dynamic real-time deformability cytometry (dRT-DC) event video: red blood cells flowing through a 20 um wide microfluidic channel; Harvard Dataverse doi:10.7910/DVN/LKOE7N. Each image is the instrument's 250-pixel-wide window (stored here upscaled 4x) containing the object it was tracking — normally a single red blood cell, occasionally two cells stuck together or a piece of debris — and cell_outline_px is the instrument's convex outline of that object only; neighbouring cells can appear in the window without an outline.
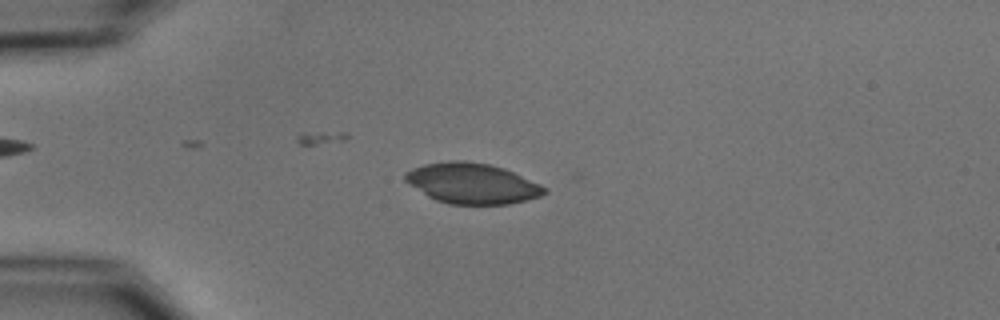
{"species": "common noctule bat (a hibernating species)", "species_latin": "Nyctalus noctula", "temperature_condition": "cold", "stored_images_in_passage": 40, "camera_frame_rate_fps": 3000, "um_per_image_px": 0.085, "animal": {"sex": "male", "body_mass_g": 15.6}, "frame": {"image": 1, "passage_image": 15, "time_ms": 4.667, "image_size_px": [1000, 320], "cell_outline_px": [[548, 192], [540, 196], [508, 204], [448, 204], [436, 200], [428, 196], [408, 184], [404, 180], [404, 172], [412, 168], [424, 164], [448, 160], [464, 160], [488, 164], [504, 168], [540, 184], [548, 188]], "centroid_in_image_um": [40.1, 15.58], "position_along_channel_um": 44.9, "area_um2": 32.95}}
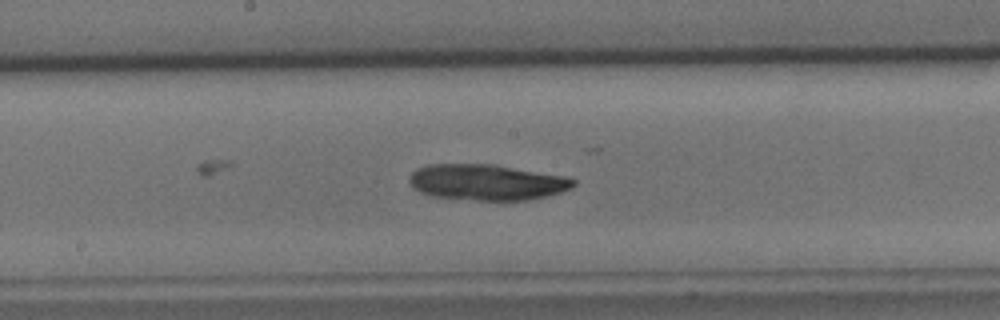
{"frame": {"image": 2, "passage_image": 30, "time_ms": 9.667, "image_size_px": [1000, 320], "cell_outline_px": [[576, 184], [572, 188], [548, 196], [528, 200], [476, 200], [432, 196], [420, 192], [412, 188], [408, 180], [412, 172], [416, 168], [428, 164], [496, 164], [564, 176], [576, 180]], "centroid_in_image_um": [41.37, 15.48], "position_along_channel_um": 206.8, "area_um2": 34.56}}
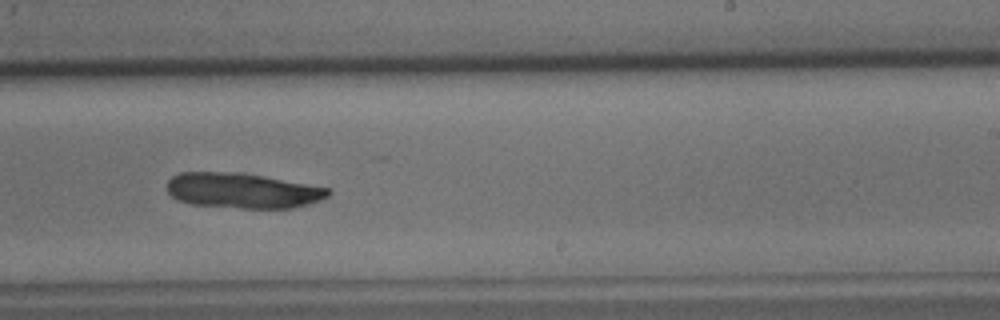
{"frame": {"image": 3, "passage_image": 35, "time_ms": 11.333, "image_size_px": [1000, 320], "cell_outline_px": [[332, 192], [328, 196], [320, 200], [308, 204], [292, 208], [240, 208], [192, 204], [176, 200], [168, 192], [168, 180], [172, 176], [180, 172], [244, 172], [332, 188]], "centroid_in_image_um": [20.65, 16.19], "position_along_channel_um": 268.4, "area_um2": 33.47}}